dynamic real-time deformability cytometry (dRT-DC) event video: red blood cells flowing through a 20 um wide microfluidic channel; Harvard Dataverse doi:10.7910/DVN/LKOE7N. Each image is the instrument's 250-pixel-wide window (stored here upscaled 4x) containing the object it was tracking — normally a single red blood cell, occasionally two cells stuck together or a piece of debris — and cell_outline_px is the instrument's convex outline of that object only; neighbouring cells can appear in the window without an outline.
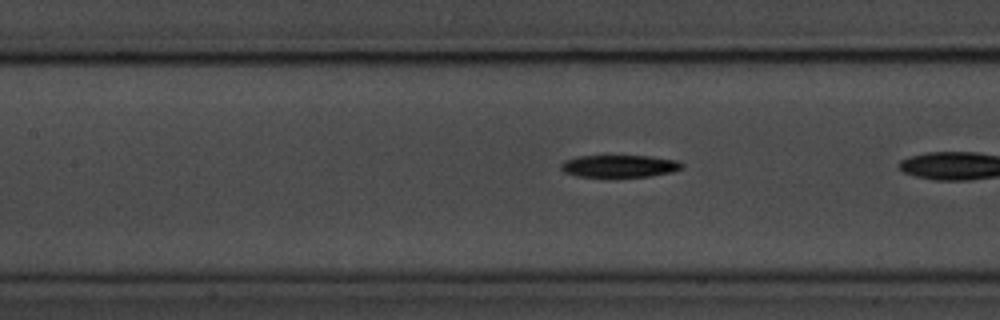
{"species": "common noctule bat (a hibernating species)", "species_latin": "Nyctalus noctula", "temperature_condition": "room temperature", "stored_images_in_passage": 31, "camera_frame_rate_fps": 3000, "um_per_image_px": 0.085, "animal": {"sex": "male", "body_mass_g": 20.1, "forearm_length_mm": 53.5}, "frame": {"image": 1, "passage_image": 18, "time_ms": 5.667, "image_size_px": [1000, 320], "cell_outline_px": [[684, 168], [672, 172], [648, 176], [576, 176], [564, 172], [560, 168], [560, 164], [564, 160], [576, 156], [648, 156], [676, 160], [684, 164]], "centroid_in_image_um": [52.64, 14.11], "position_along_channel_um": 154.8, "area_um2": 15.61}}